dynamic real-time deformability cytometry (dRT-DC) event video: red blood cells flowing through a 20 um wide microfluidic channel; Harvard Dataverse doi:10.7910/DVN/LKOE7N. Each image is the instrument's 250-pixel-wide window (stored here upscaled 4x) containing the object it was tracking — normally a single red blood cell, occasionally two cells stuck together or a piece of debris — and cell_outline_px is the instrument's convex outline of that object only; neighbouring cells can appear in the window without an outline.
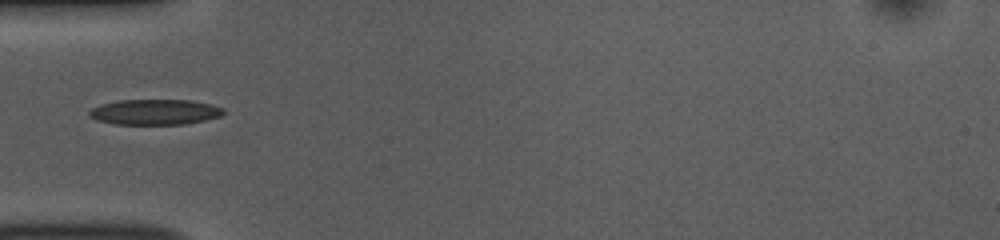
{"species": "common noctule bat (a hibernating species)", "species_latin": "Nyctalus noctula", "temperature_condition": "room temperature", "stored_images_in_passage": 36, "camera_frame_rate_fps": 3000, "um_per_image_px": 0.085, "animal": {"sex": "female", "body_mass_g": 10.0, "forearm_length_mm": 53.1}, "frame": {"image": 1, "passage_image": 1, "time_ms": 0.0, "image_size_px": [1000, 240], "cell_outline_px": [[224, 112], [220, 116], [204, 120], [184, 124], [116, 124], [100, 120], [88, 116], [88, 112], [92, 108], [100, 104], [120, 100], [188, 100], [212, 104], [224, 108]], "centroid_in_image_um": [13.17, 9.51], "position_along_channel_um": 71.8, "area_um2": 19.77}}
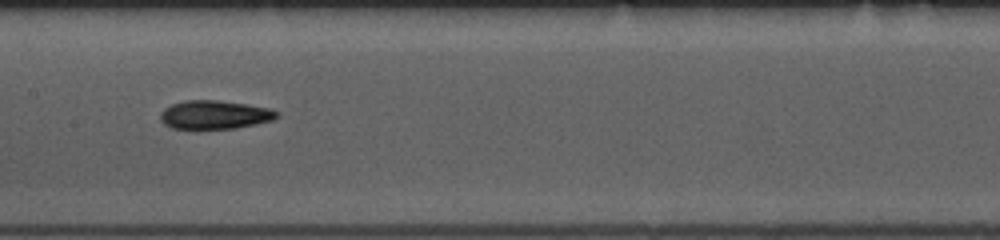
{"frame": {"image": 2, "passage_image": 10, "time_ms": 3.0, "image_size_px": [1000, 240], "cell_outline_px": [[280, 116], [272, 120], [256, 124], [232, 128], [172, 128], [164, 124], [160, 120], [160, 112], [164, 108], [172, 104], [184, 100], [216, 100], [248, 104], [272, 108], [280, 112]], "centroid_in_image_um": [18.27, 9.74], "position_along_channel_um": 189.1, "area_um2": 19.48}}
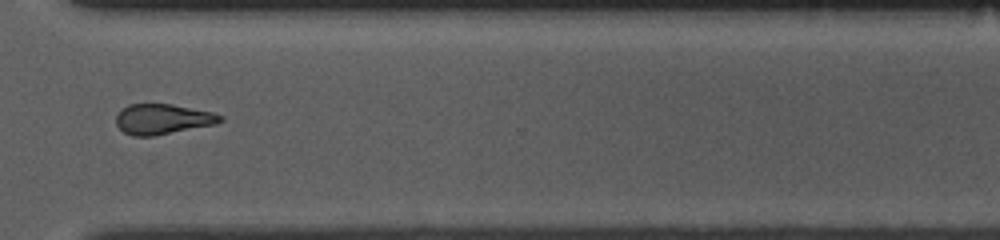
{"frame": {"image": 3, "passage_image": 23, "time_ms": 7.333, "image_size_px": [1000, 240], "cell_outline_px": [[224, 120], [216, 124], [152, 136], [132, 136], [124, 132], [116, 124], [116, 116], [120, 108], [128, 104], [172, 104], [212, 112], [224, 116]], "centroid_in_image_um": [13.81, 10.12], "position_along_channel_um": 356.8, "area_um2": 18.44}}